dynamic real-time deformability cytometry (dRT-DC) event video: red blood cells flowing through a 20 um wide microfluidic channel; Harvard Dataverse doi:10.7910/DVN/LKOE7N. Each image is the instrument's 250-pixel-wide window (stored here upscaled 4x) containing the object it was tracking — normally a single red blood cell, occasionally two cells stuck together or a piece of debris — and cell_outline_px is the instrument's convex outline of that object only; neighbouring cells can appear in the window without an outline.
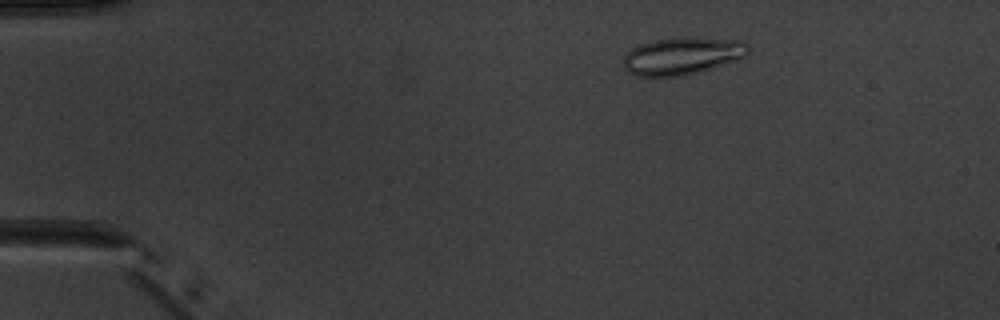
{"species": "common noctule bat (a hibernating species)", "species_latin": "Nyctalus noctula", "temperature_condition": "warm", "stored_images_in_passage": 4, "camera_frame_rate_fps": 3000, "um_per_image_px": 0.085, "animal": {"sex": "male", "body_mass_g": 20.1, "forearm_length_mm": 53.5}, "frame": {"image": 1, "passage_image": 3, "time_ms": 2.667, "image_size_px": [1000, 320], "cell_outline_px": [[748, 52], [744, 56], [712, 68], [684, 76], [636, 76], [628, 72], [624, 68], [624, 56], [632, 48], [640, 44], [652, 40], [740, 40], [748, 44]], "centroid_in_image_um": [57.92, 4.81], "position_along_channel_um": 27.1, "area_um2": 25.95}}